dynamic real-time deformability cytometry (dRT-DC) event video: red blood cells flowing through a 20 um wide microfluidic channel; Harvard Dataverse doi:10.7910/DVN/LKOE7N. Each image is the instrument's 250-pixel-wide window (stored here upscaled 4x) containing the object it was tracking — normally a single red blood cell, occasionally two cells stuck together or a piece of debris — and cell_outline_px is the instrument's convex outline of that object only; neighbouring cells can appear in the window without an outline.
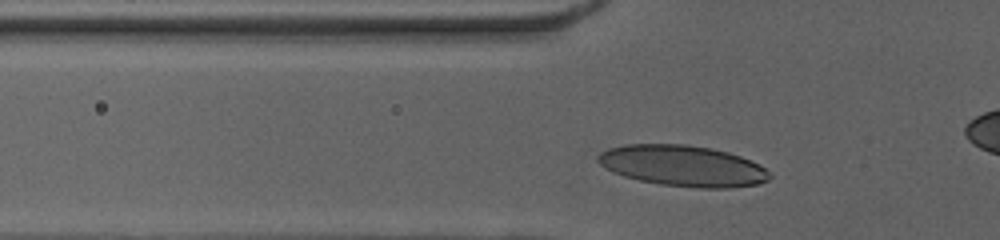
{"species": "human", "species_latin": "Homo sapiens", "temperature_condition": "cold", "stored_images_in_passage": 25, "camera_frame_rate_fps": 3000, "um_per_image_px": 0.085, "donor": {"sex": "female"}, "frame": {"image": 1, "passage_image": 4, "time_ms": 1.0, "image_size_px": [1000, 240], "cell_outline_px": [[764, 180], [752, 184], [672, 184], [648, 180], [632, 176], [600, 156], [604, 152], [616, 148], [640, 144], [660, 144], [704, 148], [736, 156], [748, 160], [764, 168]], "centroid_in_image_um": [58.14, 14.03], "position_along_channel_um": 67.7, "area_um2": 34.85}}
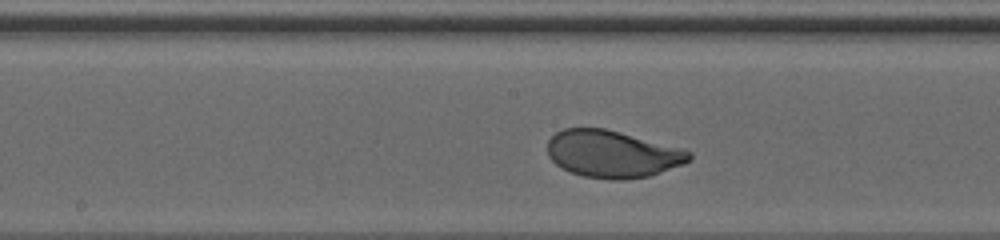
{"frame": {"image": 2, "passage_image": 14, "time_ms": 4.333, "image_size_px": [1000, 240], "cell_outline_px": [[688, 160], [656, 172], [640, 176], [592, 176], [576, 172], [560, 164], [552, 156], [552, 140], [560, 132], [568, 128], [600, 128], [616, 132], [688, 152]], "centroid_in_image_um": [52.02, 13.03], "position_along_channel_um": 196.2, "area_um2": 34.45}}
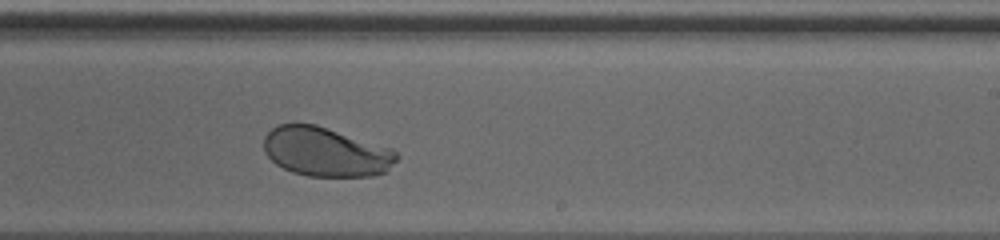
{"frame": {"image": 3, "passage_image": 19, "time_ms": 6.0, "image_size_px": [1000, 240], "cell_outline_px": [[396, 156], [380, 172], [360, 176], [316, 176], [296, 172], [280, 164], [268, 152], [268, 136], [276, 128], [284, 124], [312, 124], [324, 128]], "centroid_in_image_um": [27.55, 12.93], "position_along_channel_um": 261.4, "area_um2": 33.52}}